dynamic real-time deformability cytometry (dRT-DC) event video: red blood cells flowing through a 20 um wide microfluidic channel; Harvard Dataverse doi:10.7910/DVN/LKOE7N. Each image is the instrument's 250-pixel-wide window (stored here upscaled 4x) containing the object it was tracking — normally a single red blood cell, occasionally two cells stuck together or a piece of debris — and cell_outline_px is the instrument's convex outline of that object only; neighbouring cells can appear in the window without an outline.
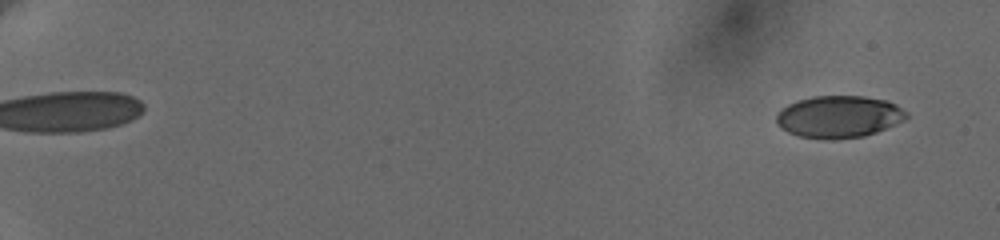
{"species": "human", "species_latin": "Homo sapiens", "temperature_condition": "cold", "stored_images_in_passage": 66, "camera_frame_rate_fps": 3000, "um_per_image_px": 0.085, "donor": {"sex": "female"}, "frame": {"image": 1, "passage_image": 5, "time_ms": 1.333, "image_size_px": [1000, 240], "cell_outline_px": [[908, 116], [904, 120], [876, 132], [864, 136], [832, 140], [796, 136], [780, 128], [776, 124], [776, 116], [788, 104], [796, 100], [812, 96], [864, 96], [884, 100], [896, 104], [908, 112]], "centroid_in_image_um": [71.29, 9.93], "position_along_channel_um": 13.7, "area_um2": 32.02}}
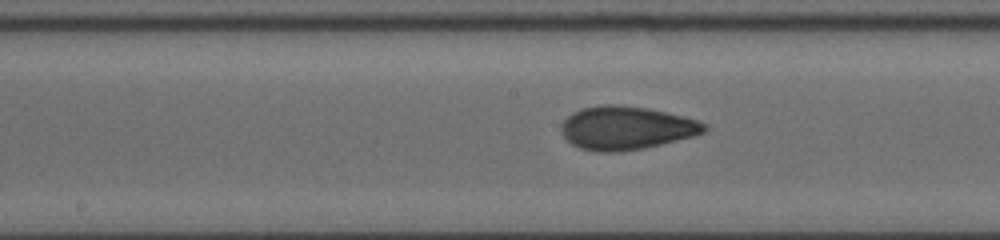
{"frame": {"image": 2, "passage_image": 41, "time_ms": 11.667, "image_size_px": [1000, 240], "cell_outline_px": [[708, 128], [704, 132], [692, 136], [644, 148], [620, 152], [596, 152], [580, 148], [572, 144], [560, 132], [560, 124], [572, 112], [584, 108], [604, 104], [616, 104], [648, 108], [696, 120], [708, 124]], "centroid_in_image_um": [53.19, 10.88], "position_along_channel_um": 195.0, "area_um2": 36.01}}
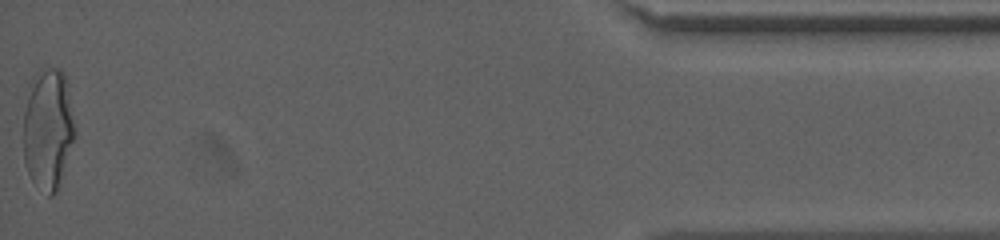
{"frame": {"image": 3, "passage_image": 66, "time_ms": 20.0, "image_size_px": [1000, 240], "cell_outline_px": [[76, 136], [60, 184], [56, 192], [52, 196], [48, 196], [32, 180], [28, 172], [24, 160], [24, 112], [32, 76], [48, 68], [60, 68], [68, 84], [76, 132]], "centroid_in_image_um": [4.11, 10.99], "position_along_channel_um": 431.1, "area_um2": 36.53}, "authors_computed_cell_mechanics": {"area_um2": 33.8708, "velocity_mm_per_s": 3.6712, "shape_relaxation_time_tau1_ms": 9.6782, "shape_relaxation_time_tau2_ms": 1.1809, "deformation_change_tau1": 0.2257, "deformation_change_tau2": 0.0675}}